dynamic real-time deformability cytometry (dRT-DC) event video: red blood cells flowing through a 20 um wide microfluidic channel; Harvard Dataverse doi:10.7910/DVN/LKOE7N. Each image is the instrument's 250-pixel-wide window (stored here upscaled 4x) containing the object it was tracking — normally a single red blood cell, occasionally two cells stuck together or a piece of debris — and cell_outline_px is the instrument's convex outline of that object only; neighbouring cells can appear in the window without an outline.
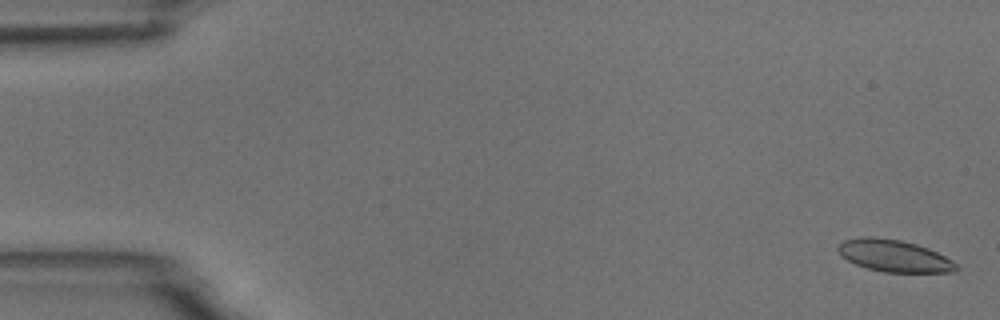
{"species": "common noctule bat (a hibernating species)", "species_latin": "Nyctalus noctula", "temperature_condition": "room temperature", "stored_images_in_passage": 2, "camera_frame_rate_fps": 3000, "um_per_image_px": 0.085, "animal": {"sex": "male", "body_mass_g": 18.8}, "frame": {"image": 1, "passage_image": 2, "time_ms": 1.0, "image_size_px": [1000, 320], "cell_outline_px": [[960, 268], [956, 272], [884, 272], [868, 268], [856, 264], [840, 256], [836, 248], [844, 240], [864, 236], [872, 236], [900, 240], [916, 244], [928, 248], [952, 260]], "centroid_in_image_um": [75.99, 21.74], "position_along_channel_um": 9.0, "area_um2": 22.02}}